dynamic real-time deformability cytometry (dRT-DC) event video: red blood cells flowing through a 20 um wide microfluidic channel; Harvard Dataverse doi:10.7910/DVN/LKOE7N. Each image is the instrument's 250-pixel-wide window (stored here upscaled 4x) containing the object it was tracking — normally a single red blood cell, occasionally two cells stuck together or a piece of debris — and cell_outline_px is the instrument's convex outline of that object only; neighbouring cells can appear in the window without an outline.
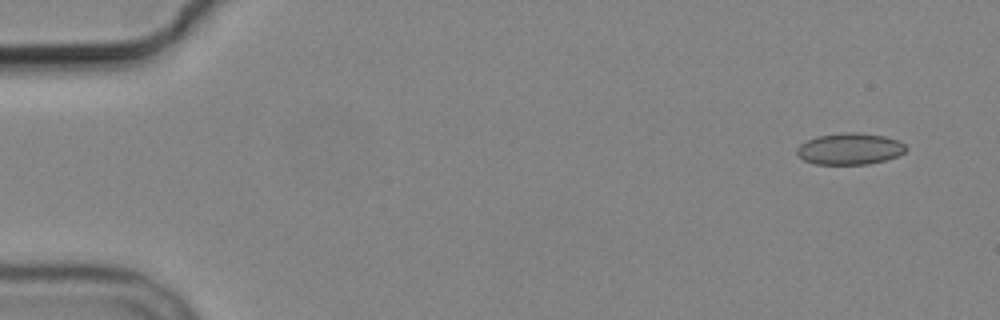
{"species": "common noctule bat (a hibernating species)", "species_latin": "Nyctalus noctula", "temperature_condition": "cold", "stored_images_in_passage": 5, "camera_frame_rate_fps": 3000, "um_per_image_px": 0.085, "animal": {"sex": "male", "body_mass_g": 19.2, "forearm_length_mm": 51.8}, "frame": {"image": 1, "passage_image": 1, "time_ms": 0.0, "image_size_px": [1000, 320], "cell_outline_px": [[908, 148], [904, 152], [896, 156], [884, 160], [868, 164], [816, 164], [804, 160], [796, 152], [796, 148], [800, 144], [816, 136], [840, 132], [856, 132], [884, 136], [900, 140]], "centroid_in_image_um": [72.23, 12.64], "position_along_channel_um": 12.8, "area_um2": 20.06}}
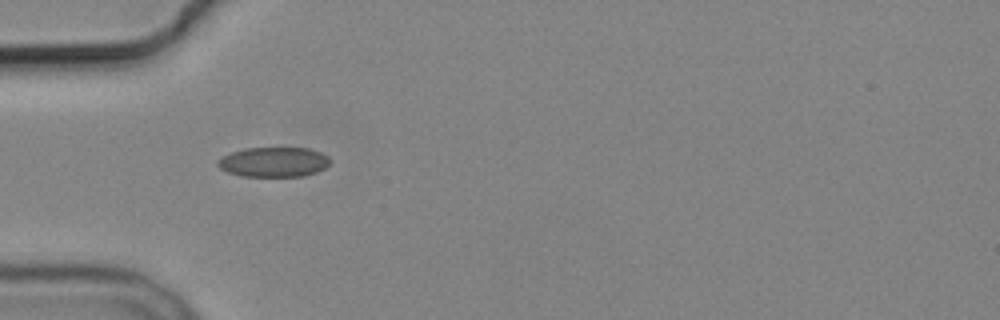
{"frame": {"image": 2, "passage_image": 4, "time_ms": 4.667, "image_size_px": [1000, 320], "cell_outline_px": [[328, 164], [324, 168], [316, 172], [304, 176], [240, 176], [228, 172], [220, 168], [216, 164], [216, 160], [232, 152], [244, 148], [308, 148], [320, 152], [328, 156]], "centroid_in_image_um": [23.23, 13.77], "position_along_channel_um": 61.8, "area_um2": 19.42}}
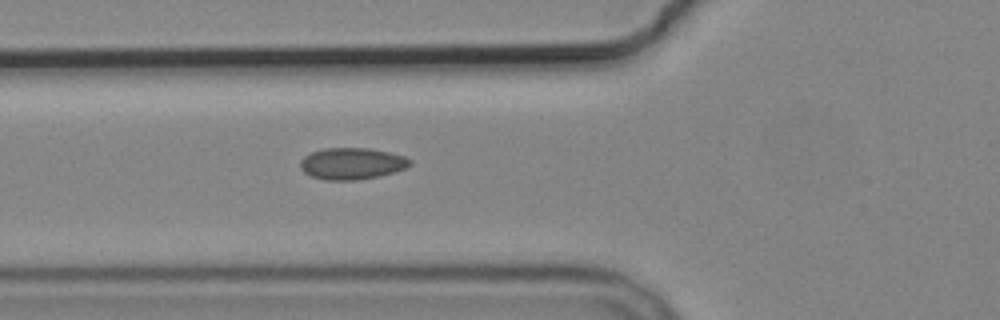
{"frame": {"image": 3, "passage_image": 5, "time_ms": 5.667, "image_size_px": [1000, 320], "cell_outline_px": [[412, 164], [404, 168], [380, 176], [356, 180], [324, 180], [312, 176], [304, 172], [300, 168], [300, 160], [304, 156], [312, 152], [324, 148], [368, 148], [388, 152], [404, 156], [412, 160]], "centroid_in_image_um": [29.89, 13.9], "position_along_channel_um": 95.9, "area_um2": 20.17}}